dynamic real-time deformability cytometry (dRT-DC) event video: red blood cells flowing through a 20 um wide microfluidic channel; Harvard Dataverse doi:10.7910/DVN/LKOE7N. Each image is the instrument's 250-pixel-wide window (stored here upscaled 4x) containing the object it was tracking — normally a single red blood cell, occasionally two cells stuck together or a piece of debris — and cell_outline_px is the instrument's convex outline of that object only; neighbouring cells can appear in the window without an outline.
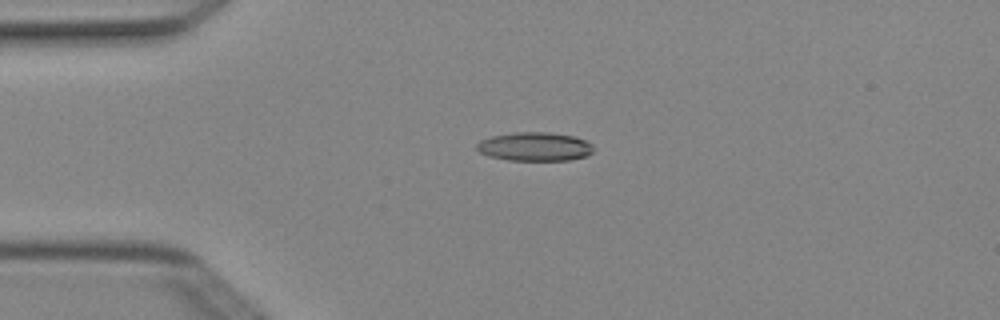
{"species": "Egyptian fruit bat (a non-hibernating species)", "species_latin": "Rousettus aegyptiacus", "temperature_condition": "cold", "stored_images_in_passage": 6, "camera_frame_rate_fps": 3000, "um_per_image_px": 0.085, "animal": {"sex": "female"}, "frame": {"image": 1, "passage_image": 4, "time_ms": 1.0, "image_size_px": [1000, 320], "cell_outline_px": [[592, 152], [588, 156], [568, 160], [508, 160], [488, 156], [480, 152], [476, 148], [476, 144], [480, 140], [492, 136], [516, 132], [548, 132], [572, 136], [584, 140], [592, 144]], "centroid_in_image_um": [45.43, 12.46], "position_along_channel_um": 39.6, "area_um2": 19.48}}
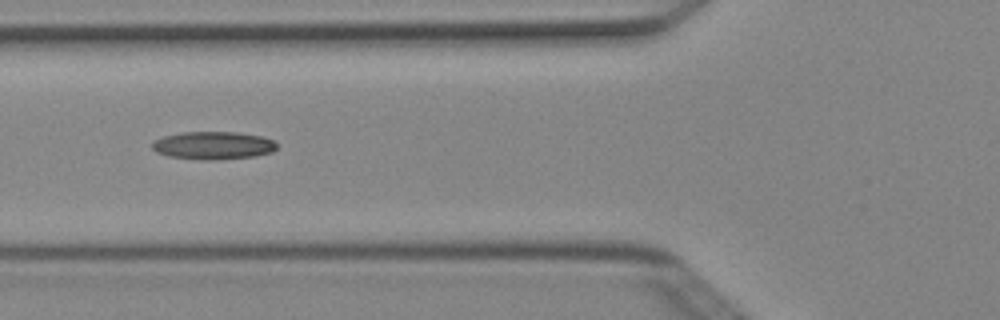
{"frame": {"image": 2, "passage_image": 6, "time_ms": 1.667, "image_size_px": [1000, 320], "cell_outline_px": [[276, 148], [272, 152], [252, 156], [216, 160], [200, 160], [168, 156], [156, 152], [152, 148], [152, 144], [156, 140], [164, 136], [184, 132], [236, 132], [260, 136], [276, 140]], "centroid_in_image_um": [18.13, 12.36], "position_along_channel_um": 107.7, "area_um2": 20.17}}